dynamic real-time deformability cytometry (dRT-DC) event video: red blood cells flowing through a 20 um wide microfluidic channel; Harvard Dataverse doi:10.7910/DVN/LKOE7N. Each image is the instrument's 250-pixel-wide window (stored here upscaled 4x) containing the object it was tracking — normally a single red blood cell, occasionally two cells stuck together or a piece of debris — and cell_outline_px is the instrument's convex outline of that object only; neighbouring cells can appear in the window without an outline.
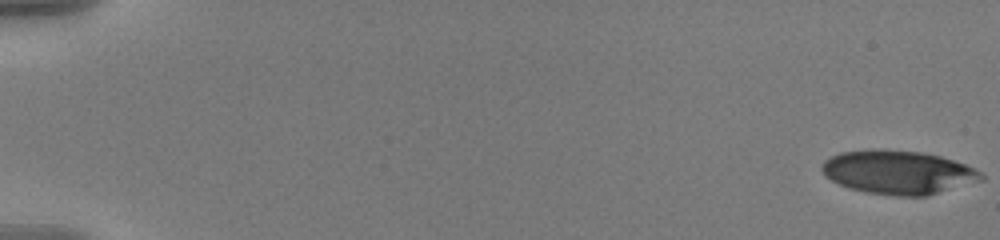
{"species": "human", "species_latin": "Homo sapiens", "temperature_condition": "warm", "stored_images_in_passage": 57, "camera_frame_rate_fps": 3000, "um_per_image_px": 0.085, "donor": {"sex": "male"}, "frame": {"image": 1, "passage_image": 1, "time_ms": 0.0, "image_size_px": [1000, 240], "cell_outline_px": [[984, 180], [928, 196], [896, 196], [864, 192], [848, 188], [824, 176], [820, 168], [824, 160], [840, 152], [872, 148], [884, 148], [920, 152], [940, 156], [964, 164], [980, 172], [984, 176]], "centroid_in_image_um": [76.31, 14.64], "position_along_channel_um": 8.7, "area_um2": 40.98}}
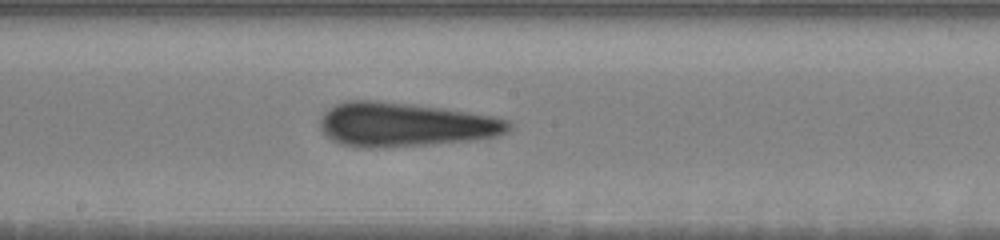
{"frame": {"image": 2, "passage_image": 33, "time_ms": 10.667, "image_size_px": [1000, 240], "cell_outline_px": [[512, 124], [504, 132], [496, 136], [468, 140], [424, 144], [376, 148], [356, 148], [340, 144], [332, 140], [320, 128], [320, 116], [328, 108], [344, 100], [376, 100], [412, 104], [444, 108], [492, 116], [508, 120]], "centroid_in_image_um": [34.33, 10.58], "position_along_channel_um": 213.9, "area_um2": 48.26}}
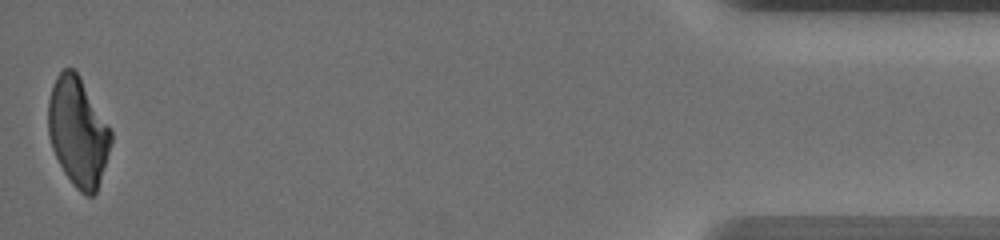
{"frame": {"image": 3, "passage_image": 57, "time_ms": 18.667, "image_size_px": [1000, 240], "cell_outline_px": [[112, 144], [96, 192], [92, 196], [88, 196], [80, 192], [72, 184], [64, 172], [52, 148], [48, 136], [48, 100], [52, 84], [56, 76], [64, 68], [72, 68], [80, 76], [112, 132]], "centroid_in_image_um": [6.62, 11.2], "position_along_channel_um": 428.6, "area_um2": 39.77}, "authors_computed_cell_mechanics": {"area_um2": 44.506, "velocity_mm_per_s": 3.6315, "shape_relaxation_time_tau1_ms": 8.9294, "shape_relaxation_time_tau2_ms": 2.5856, "deformation_change_tau1": 0.2471, "deformation_change_tau2": 0.1386}}